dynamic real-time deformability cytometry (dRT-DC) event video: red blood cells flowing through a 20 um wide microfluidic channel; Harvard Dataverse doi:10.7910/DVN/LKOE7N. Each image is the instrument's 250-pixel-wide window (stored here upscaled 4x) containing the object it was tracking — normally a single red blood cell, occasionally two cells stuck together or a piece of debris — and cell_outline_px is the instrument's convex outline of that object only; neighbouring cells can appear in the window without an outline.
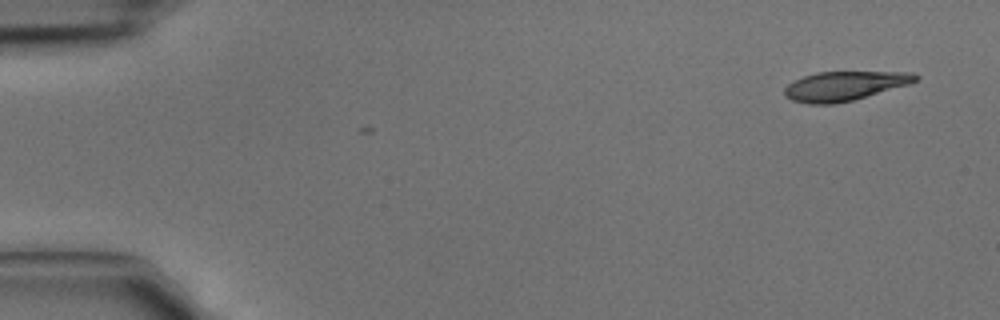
{"species": "common noctule bat (a hibernating species)", "species_latin": "Nyctalus noctula", "temperature_condition": "cold", "stored_images_in_passage": 3, "camera_frame_rate_fps": 3000, "um_per_image_px": 0.085, "animal": {"sex": "male", "body_mass_g": 15.6}, "frame": {"image": 1, "passage_image": 1, "time_ms": 0.0, "image_size_px": [1000, 320], "cell_outline_px": [[920, 76], [916, 80], [908, 84], [852, 100], [836, 104], [808, 104], [792, 100], [784, 96], [784, 88], [788, 84], [804, 76], [816, 72], [912, 72]], "centroid_in_image_um": [71.74, 7.31], "position_along_channel_um": 13.3, "area_um2": 22.14}}
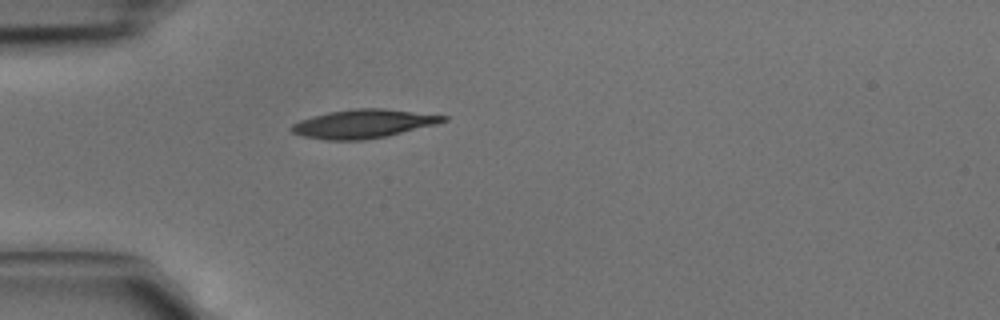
{"frame": {"image": 2, "passage_image": 3, "time_ms": 0.667, "image_size_px": [1000, 320], "cell_outline_px": [[448, 120], [436, 124], [388, 136], [364, 140], [324, 140], [304, 136], [292, 132], [288, 128], [292, 124], [300, 120], [328, 112], [352, 108], [384, 108], [448, 116]], "centroid_in_image_um": [30.88, 10.52], "position_along_channel_um": 54.1, "area_um2": 25.37}}